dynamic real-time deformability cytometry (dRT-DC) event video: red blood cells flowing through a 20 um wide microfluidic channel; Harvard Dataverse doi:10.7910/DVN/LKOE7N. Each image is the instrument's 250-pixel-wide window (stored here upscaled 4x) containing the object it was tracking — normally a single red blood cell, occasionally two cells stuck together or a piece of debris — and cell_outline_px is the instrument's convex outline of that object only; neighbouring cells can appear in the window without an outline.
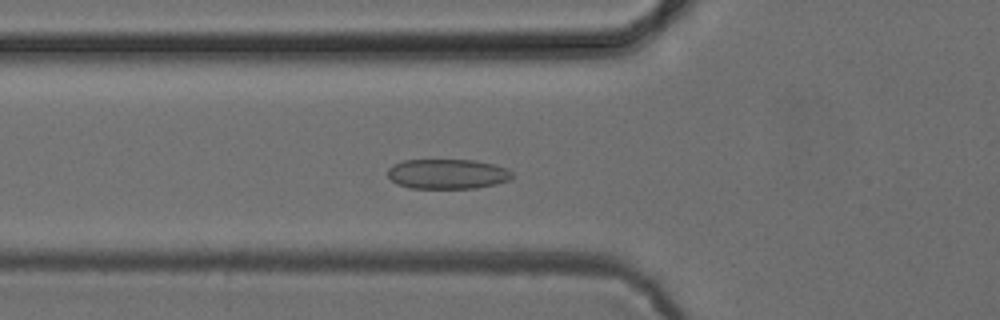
{"species": "common noctule bat (a hibernating species)", "species_latin": "Nyctalus noctula", "temperature_condition": "cold", "stored_images_in_passage": 42, "camera_frame_rate_fps": 3000, "um_per_image_px": 0.085, "animal": {"sex": "female", "body_mass_g": 24.6, "forearm_length_mm": 56.2}, "frame": {"image": 1, "passage_image": 9, "time_ms": 2.667, "image_size_px": [1000, 320], "cell_outline_px": [[512, 176], [508, 180], [496, 184], [476, 188], [412, 188], [396, 184], [388, 176], [388, 168], [392, 164], [404, 160], [476, 160], [496, 164], [508, 168], [512, 172]], "centroid_in_image_um": [38.04, 14.78], "position_along_channel_um": 87.8, "area_um2": 21.85}}
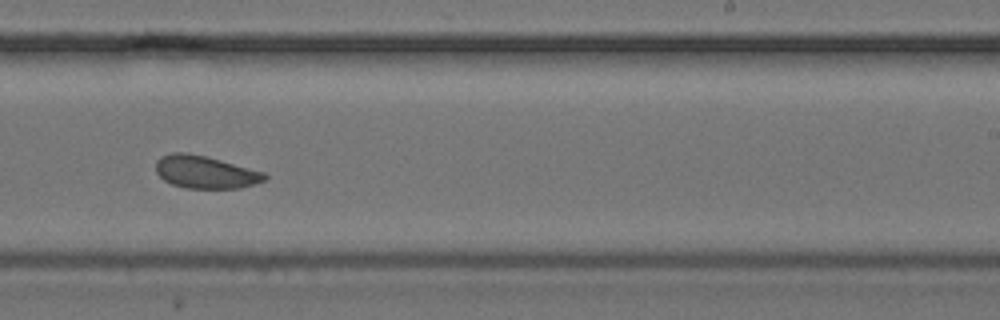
{"frame": {"image": 2, "passage_image": 23, "time_ms": 7.333, "image_size_px": [1000, 320], "cell_outline_px": [[268, 176], [264, 180], [240, 188], [184, 188], [172, 184], [164, 180], [156, 172], [156, 160], [160, 156], [172, 152], [188, 152], [220, 160], [264, 172]], "centroid_in_image_um": [17.4, 14.62], "position_along_channel_um": 271.6, "area_um2": 20.58}}
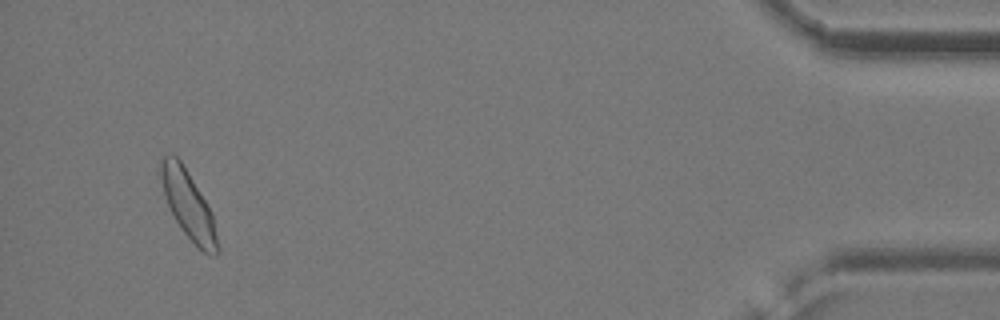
{"frame": {"image": 3, "passage_image": 40, "time_ms": 13.0, "image_size_px": [1000, 320], "cell_outline_px": [[220, 252], [216, 256], [212, 256], [196, 248], [184, 232], [176, 220], [168, 204], [164, 192], [160, 176], [160, 164], [164, 156], [176, 156], [180, 160], [212, 212], [220, 248]], "centroid_in_image_um": [16.05, 17.51], "position_along_channel_um": 419.1, "area_um2": 22.02}}